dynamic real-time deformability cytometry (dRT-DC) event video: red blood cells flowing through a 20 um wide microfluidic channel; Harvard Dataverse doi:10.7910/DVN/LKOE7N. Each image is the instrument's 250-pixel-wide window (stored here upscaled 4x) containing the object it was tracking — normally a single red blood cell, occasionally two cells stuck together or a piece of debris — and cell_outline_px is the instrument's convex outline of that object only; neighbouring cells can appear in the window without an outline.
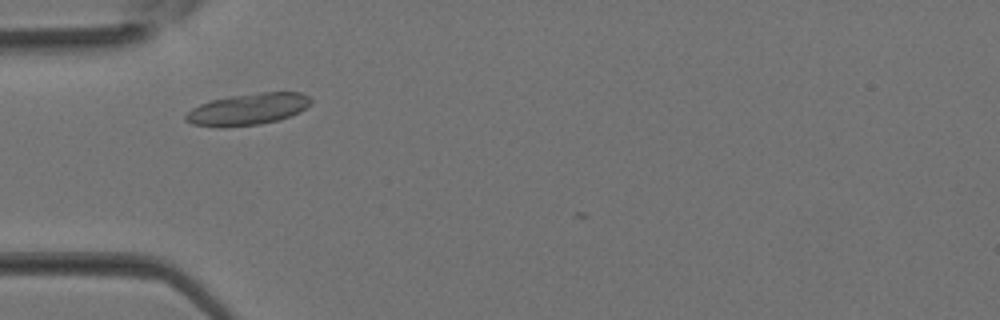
{"species": "Egyptian fruit bat (a non-hibernating species)", "species_latin": "Rousettus aegyptiacus", "temperature_condition": "room temperature", "stored_images_in_passage": 26, "camera_frame_rate_fps": 3000, "um_per_image_px": 0.085, "animal": {"sex": "female"}, "frame": {"image": 1, "passage_image": 2, "time_ms": 0.333, "image_size_px": [1000, 320], "cell_outline_px": [[312, 100], [300, 112], [292, 116], [260, 124], [224, 128], [220, 128], [192, 124], [184, 120], [184, 116], [192, 108], [200, 104], [212, 100], [232, 96], [256, 92], [300, 92], [308, 96]], "centroid_in_image_um": [21.04, 9.29], "position_along_channel_um": 64.0, "area_um2": 23.12}}
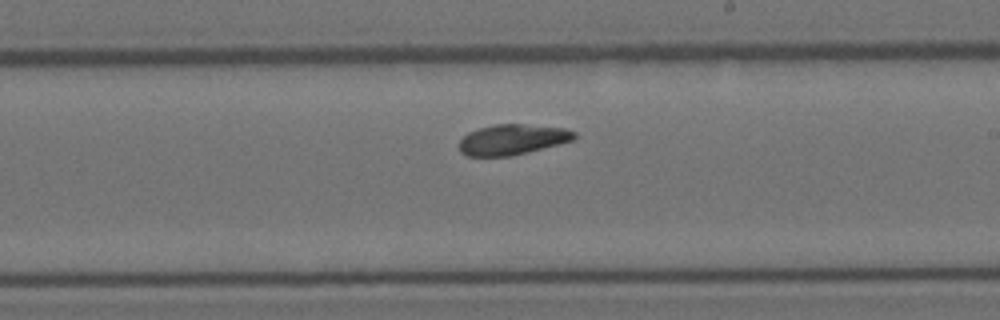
{"frame": {"image": 2, "passage_image": 12, "time_ms": 3.667, "image_size_px": [1000, 320], "cell_outline_px": [[576, 136], [572, 140], [560, 144], [512, 156], [468, 156], [460, 152], [460, 140], [468, 132], [480, 128], [496, 124], [524, 124], [564, 128], [576, 132]], "centroid_in_image_um": [43.56, 11.86], "position_along_channel_um": 245.4, "area_um2": 20.35}}
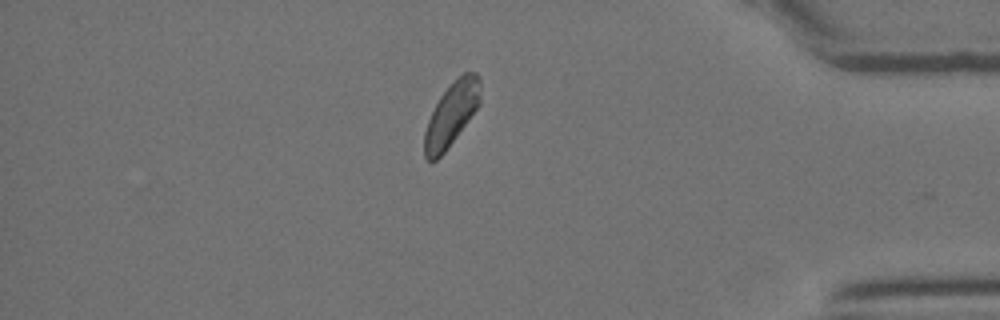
{"frame": {"image": 3, "passage_image": 22, "time_ms": 7.0, "image_size_px": [1000, 320], "cell_outline_px": [[480, 104], [444, 152], [436, 160], [428, 160], [424, 156], [424, 132], [428, 120], [440, 96], [464, 72], [476, 72], [480, 76]], "centroid_in_image_um": [38.37, 9.7], "position_along_channel_um": 396.8, "area_um2": 20.17}}